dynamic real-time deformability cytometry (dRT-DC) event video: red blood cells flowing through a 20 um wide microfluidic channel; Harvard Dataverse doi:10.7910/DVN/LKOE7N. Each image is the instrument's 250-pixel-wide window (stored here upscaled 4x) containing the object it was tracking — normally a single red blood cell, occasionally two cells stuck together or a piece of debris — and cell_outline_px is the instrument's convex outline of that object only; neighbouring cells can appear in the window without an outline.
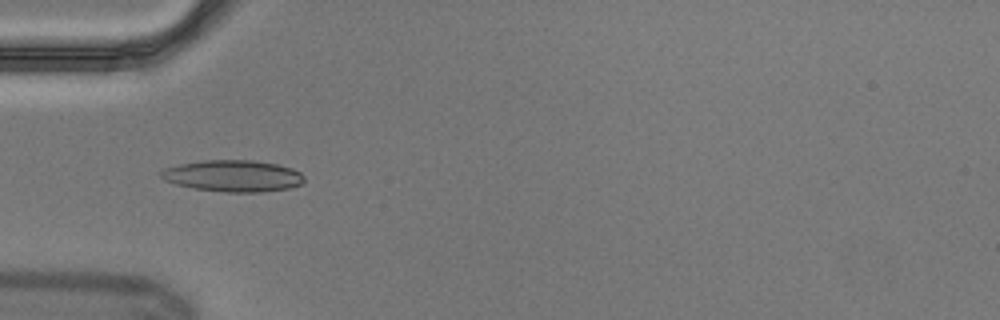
{"species": "Egyptian fruit bat (a non-hibernating species)", "species_latin": "Rousettus aegyptiacus", "temperature_condition": "cold", "stored_images_in_passage": 45, "camera_frame_rate_fps": 3000, "um_per_image_px": 0.085, "animal": {"sex": "male"}, "frame": {"image": 1, "passage_image": 7, "time_ms": 2.0, "image_size_px": [1000, 320], "cell_outline_px": [[304, 180], [300, 184], [288, 188], [260, 192], [228, 192], [196, 188], [176, 184], [164, 180], [160, 176], [160, 172], [164, 168], [180, 164], [204, 160], [252, 160], [276, 164], [292, 168], [300, 172], [304, 176]], "centroid_in_image_um": [19.81, 14.94], "position_along_channel_um": 65.2, "area_um2": 26.13}, "authors_computed_cell_mechanics": {"area_um2": 25.2008, "velocity_mm_per_s": 3.57, "shape_relaxation_time_tau1_ms": null, "shape_relaxation_time_tau2_ms": 1.3568, "deformation_change_tau1": null, "deformation_change_tau2": 0.0772}}